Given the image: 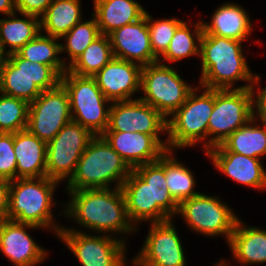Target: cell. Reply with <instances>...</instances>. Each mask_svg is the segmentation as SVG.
<instances>
[{
	"instance_id": "obj_1",
	"label": "cell",
	"mask_w": 266,
	"mask_h": 266,
	"mask_svg": "<svg viewBox=\"0 0 266 266\" xmlns=\"http://www.w3.org/2000/svg\"><path fill=\"white\" fill-rule=\"evenodd\" d=\"M194 31L202 57L203 87L226 90L230 89L235 80L259 81L258 75L252 76L242 56V41L206 34L203 32L202 22L196 24Z\"/></svg>"
},
{
	"instance_id": "obj_2",
	"label": "cell",
	"mask_w": 266,
	"mask_h": 266,
	"mask_svg": "<svg viewBox=\"0 0 266 266\" xmlns=\"http://www.w3.org/2000/svg\"><path fill=\"white\" fill-rule=\"evenodd\" d=\"M72 194L67 213L74 216L83 226L97 231L132 230L129 224L125 198L121 188L69 190Z\"/></svg>"
},
{
	"instance_id": "obj_3",
	"label": "cell",
	"mask_w": 266,
	"mask_h": 266,
	"mask_svg": "<svg viewBox=\"0 0 266 266\" xmlns=\"http://www.w3.org/2000/svg\"><path fill=\"white\" fill-rule=\"evenodd\" d=\"M131 171L128 164L102 136H95L81 155L67 188H108V183L114 180L119 181L117 188H121Z\"/></svg>"
},
{
	"instance_id": "obj_4",
	"label": "cell",
	"mask_w": 266,
	"mask_h": 266,
	"mask_svg": "<svg viewBox=\"0 0 266 266\" xmlns=\"http://www.w3.org/2000/svg\"><path fill=\"white\" fill-rule=\"evenodd\" d=\"M7 56L0 65L2 94L30 104L42 91L54 89L61 83V76L51 66L30 62L17 53Z\"/></svg>"
},
{
	"instance_id": "obj_5",
	"label": "cell",
	"mask_w": 266,
	"mask_h": 266,
	"mask_svg": "<svg viewBox=\"0 0 266 266\" xmlns=\"http://www.w3.org/2000/svg\"><path fill=\"white\" fill-rule=\"evenodd\" d=\"M33 180L17 178L9 182L8 220L48 227L52 193L58 181L46 176L38 178L37 183Z\"/></svg>"
},
{
	"instance_id": "obj_6",
	"label": "cell",
	"mask_w": 266,
	"mask_h": 266,
	"mask_svg": "<svg viewBox=\"0 0 266 266\" xmlns=\"http://www.w3.org/2000/svg\"><path fill=\"white\" fill-rule=\"evenodd\" d=\"M61 84L67 90L70 99V111H74L72 121L79 123L93 135L101 136L108 128L110 108L105 110L104 103L109 101L96 80L90 76H77L67 71L61 76Z\"/></svg>"
},
{
	"instance_id": "obj_7",
	"label": "cell",
	"mask_w": 266,
	"mask_h": 266,
	"mask_svg": "<svg viewBox=\"0 0 266 266\" xmlns=\"http://www.w3.org/2000/svg\"><path fill=\"white\" fill-rule=\"evenodd\" d=\"M253 100L251 84L231 91L214 89V109L208 123V135H217L208 141L206 149L221 145L253 118Z\"/></svg>"
},
{
	"instance_id": "obj_8",
	"label": "cell",
	"mask_w": 266,
	"mask_h": 266,
	"mask_svg": "<svg viewBox=\"0 0 266 266\" xmlns=\"http://www.w3.org/2000/svg\"><path fill=\"white\" fill-rule=\"evenodd\" d=\"M158 62L142 67L140 88L146 96L140 99L166 117L186 102L193 88L185 84L171 67Z\"/></svg>"
},
{
	"instance_id": "obj_9",
	"label": "cell",
	"mask_w": 266,
	"mask_h": 266,
	"mask_svg": "<svg viewBox=\"0 0 266 266\" xmlns=\"http://www.w3.org/2000/svg\"><path fill=\"white\" fill-rule=\"evenodd\" d=\"M214 109V89L206 88L201 96L192 90L186 102L176 110L173 119L167 120L168 145L193 146L208 136V123Z\"/></svg>"
},
{
	"instance_id": "obj_10",
	"label": "cell",
	"mask_w": 266,
	"mask_h": 266,
	"mask_svg": "<svg viewBox=\"0 0 266 266\" xmlns=\"http://www.w3.org/2000/svg\"><path fill=\"white\" fill-rule=\"evenodd\" d=\"M95 137L79 123L70 121L47 143L46 177L60 181L73 175L76 165Z\"/></svg>"
},
{
	"instance_id": "obj_11",
	"label": "cell",
	"mask_w": 266,
	"mask_h": 266,
	"mask_svg": "<svg viewBox=\"0 0 266 266\" xmlns=\"http://www.w3.org/2000/svg\"><path fill=\"white\" fill-rule=\"evenodd\" d=\"M70 121V99L60 83L56 88L42 91L30 103L26 129L40 140L48 143Z\"/></svg>"
},
{
	"instance_id": "obj_12",
	"label": "cell",
	"mask_w": 266,
	"mask_h": 266,
	"mask_svg": "<svg viewBox=\"0 0 266 266\" xmlns=\"http://www.w3.org/2000/svg\"><path fill=\"white\" fill-rule=\"evenodd\" d=\"M230 210L218 198L200 193L178 204V213L193 229L207 235L226 234L228 242L238 220Z\"/></svg>"
},
{
	"instance_id": "obj_13",
	"label": "cell",
	"mask_w": 266,
	"mask_h": 266,
	"mask_svg": "<svg viewBox=\"0 0 266 266\" xmlns=\"http://www.w3.org/2000/svg\"><path fill=\"white\" fill-rule=\"evenodd\" d=\"M83 266H124V243L111 237L89 236L73 230H55Z\"/></svg>"
},
{
	"instance_id": "obj_14",
	"label": "cell",
	"mask_w": 266,
	"mask_h": 266,
	"mask_svg": "<svg viewBox=\"0 0 266 266\" xmlns=\"http://www.w3.org/2000/svg\"><path fill=\"white\" fill-rule=\"evenodd\" d=\"M109 107V125L105 131L140 132L149 135L167 131V119L141 99L120 101Z\"/></svg>"
},
{
	"instance_id": "obj_15",
	"label": "cell",
	"mask_w": 266,
	"mask_h": 266,
	"mask_svg": "<svg viewBox=\"0 0 266 266\" xmlns=\"http://www.w3.org/2000/svg\"><path fill=\"white\" fill-rule=\"evenodd\" d=\"M183 253L171 221L153 222L145 246L134 263L141 266H185Z\"/></svg>"
},
{
	"instance_id": "obj_16",
	"label": "cell",
	"mask_w": 266,
	"mask_h": 266,
	"mask_svg": "<svg viewBox=\"0 0 266 266\" xmlns=\"http://www.w3.org/2000/svg\"><path fill=\"white\" fill-rule=\"evenodd\" d=\"M101 136L132 170L138 166L157 161L166 151L171 152L170 147L165 146L158 135L104 131Z\"/></svg>"
},
{
	"instance_id": "obj_17",
	"label": "cell",
	"mask_w": 266,
	"mask_h": 266,
	"mask_svg": "<svg viewBox=\"0 0 266 266\" xmlns=\"http://www.w3.org/2000/svg\"><path fill=\"white\" fill-rule=\"evenodd\" d=\"M142 66L113 57L100 71L92 76L109 101L131 100L129 97L141 87Z\"/></svg>"
},
{
	"instance_id": "obj_18",
	"label": "cell",
	"mask_w": 266,
	"mask_h": 266,
	"mask_svg": "<svg viewBox=\"0 0 266 266\" xmlns=\"http://www.w3.org/2000/svg\"><path fill=\"white\" fill-rule=\"evenodd\" d=\"M108 36L116 58L129 62H134L136 59L142 67L159 60L154 56L151 48L146 13L140 20L124 25Z\"/></svg>"
},
{
	"instance_id": "obj_19",
	"label": "cell",
	"mask_w": 266,
	"mask_h": 266,
	"mask_svg": "<svg viewBox=\"0 0 266 266\" xmlns=\"http://www.w3.org/2000/svg\"><path fill=\"white\" fill-rule=\"evenodd\" d=\"M24 227L36 228L39 226L18 223L13 220L0 222V250L16 266L35 265L45 256V251L32 240Z\"/></svg>"
},
{
	"instance_id": "obj_20",
	"label": "cell",
	"mask_w": 266,
	"mask_h": 266,
	"mask_svg": "<svg viewBox=\"0 0 266 266\" xmlns=\"http://www.w3.org/2000/svg\"><path fill=\"white\" fill-rule=\"evenodd\" d=\"M14 152L17 161L16 179L46 176V142L27 129L17 131L14 133Z\"/></svg>"
},
{
	"instance_id": "obj_21",
	"label": "cell",
	"mask_w": 266,
	"mask_h": 266,
	"mask_svg": "<svg viewBox=\"0 0 266 266\" xmlns=\"http://www.w3.org/2000/svg\"><path fill=\"white\" fill-rule=\"evenodd\" d=\"M121 189L130 220L138 222L154 218V223L171 220L157 204H152L151 187L134 170L123 182Z\"/></svg>"
},
{
	"instance_id": "obj_22",
	"label": "cell",
	"mask_w": 266,
	"mask_h": 266,
	"mask_svg": "<svg viewBox=\"0 0 266 266\" xmlns=\"http://www.w3.org/2000/svg\"><path fill=\"white\" fill-rule=\"evenodd\" d=\"M216 167L235 181L255 188L266 186V173L258 158L234 152H207Z\"/></svg>"
},
{
	"instance_id": "obj_23",
	"label": "cell",
	"mask_w": 266,
	"mask_h": 266,
	"mask_svg": "<svg viewBox=\"0 0 266 266\" xmlns=\"http://www.w3.org/2000/svg\"><path fill=\"white\" fill-rule=\"evenodd\" d=\"M99 31L109 35L124 25L132 24L145 16L146 11L133 0H94Z\"/></svg>"
},
{
	"instance_id": "obj_24",
	"label": "cell",
	"mask_w": 266,
	"mask_h": 266,
	"mask_svg": "<svg viewBox=\"0 0 266 266\" xmlns=\"http://www.w3.org/2000/svg\"><path fill=\"white\" fill-rule=\"evenodd\" d=\"M211 25L202 23L203 32L243 41L251 31L249 17L239 6L225 4L212 16Z\"/></svg>"
},
{
	"instance_id": "obj_25",
	"label": "cell",
	"mask_w": 266,
	"mask_h": 266,
	"mask_svg": "<svg viewBox=\"0 0 266 266\" xmlns=\"http://www.w3.org/2000/svg\"><path fill=\"white\" fill-rule=\"evenodd\" d=\"M253 118L245 125L235 130L221 145L207 150V152H234L251 158H259L266 153V123L264 129L249 126ZM248 124V126H247Z\"/></svg>"
},
{
	"instance_id": "obj_26",
	"label": "cell",
	"mask_w": 266,
	"mask_h": 266,
	"mask_svg": "<svg viewBox=\"0 0 266 266\" xmlns=\"http://www.w3.org/2000/svg\"><path fill=\"white\" fill-rule=\"evenodd\" d=\"M239 219L229 239V245L238 261L248 263L266 262V231L241 227Z\"/></svg>"
},
{
	"instance_id": "obj_27",
	"label": "cell",
	"mask_w": 266,
	"mask_h": 266,
	"mask_svg": "<svg viewBox=\"0 0 266 266\" xmlns=\"http://www.w3.org/2000/svg\"><path fill=\"white\" fill-rule=\"evenodd\" d=\"M150 187L152 204H157L169 217L178 212V203L170 195L165 179V153L155 162L133 169Z\"/></svg>"
},
{
	"instance_id": "obj_28",
	"label": "cell",
	"mask_w": 266,
	"mask_h": 266,
	"mask_svg": "<svg viewBox=\"0 0 266 266\" xmlns=\"http://www.w3.org/2000/svg\"><path fill=\"white\" fill-rule=\"evenodd\" d=\"M79 0H54L42 15L40 28H45L48 36L62 38L80 20Z\"/></svg>"
},
{
	"instance_id": "obj_29",
	"label": "cell",
	"mask_w": 266,
	"mask_h": 266,
	"mask_svg": "<svg viewBox=\"0 0 266 266\" xmlns=\"http://www.w3.org/2000/svg\"><path fill=\"white\" fill-rule=\"evenodd\" d=\"M109 36L101 34L69 66L68 71L77 76H94L113 59Z\"/></svg>"
},
{
	"instance_id": "obj_30",
	"label": "cell",
	"mask_w": 266,
	"mask_h": 266,
	"mask_svg": "<svg viewBox=\"0 0 266 266\" xmlns=\"http://www.w3.org/2000/svg\"><path fill=\"white\" fill-rule=\"evenodd\" d=\"M30 20L8 19L0 20V51L4 56L5 44L10 46L6 54L16 53L26 43L34 39L39 33L40 21L36 16L24 15Z\"/></svg>"
},
{
	"instance_id": "obj_31",
	"label": "cell",
	"mask_w": 266,
	"mask_h": 266,
	"mask_svg": "<svg viewBox=\"0 0 266 266\" xmlns=\"http://www.w3.org/2000/svg\"><path fill=\"white\" fill-rule=\"evenodd\" d=\"M56 39V37L38 34L16 53L30 62L49 65L62 76L67 71V68L65 69L64 62L55 56L61 52L62 46L55 42Z\"/></svg>"
},
{
	"instance_id": "obj_32",
	"label": "cell",
	"mask_w": 266,
	"mask_h": 266,
	"mask_svg": "<svg viewBox=\"0 0 266 266\" xmlns=\"http://www.w3.org/2000/svg\"><path fill=\"white\" fill-rule=\"evenodd\" d=\"M165 152V179L170 195L179 204L181 201L199 194L193 191L195 185L193 175L189 169L176 162Z\"/></svg>"
},
{
	"instance_id": "obj_33",
	"label": "cell",
	"mask_w": 266,
	"mask_h": 266,
	"mask_svg": "<svg viewBox=\"0 0 266 266\" xmlns=\"http://www.w3.org/2000/svg\"><path fill=\"white\" fill-rule=\"evenodd\" d=\"M29 105L22 99L2 94L0 96V133H16L25 130Z\"/></svg>"
},
{
	"instance_id": "obj_34",
	"label": "cell",
	"mask_w": 266,
	"mask_h": 266,
	"mask_svg": "<svg viewBox=\"0 0 266 266\" xmlns=\"http://www.w3.org/2000/svg\"><path fill=\"white\" fill-rule=\"evenodd\" d=\"M93 20L77 23L67 34L66 37L67 45L61 46V51L65 48L71 57V63L69 66L84 52V50L96 39L101 33L93 15Z\"/></svg>"
},
{
	"instance_id": "obj_35",
	"label": "cell",
	"mask_w": 266,
	"mask_h": 266,
	"mask_svg": "<svg viewBox=\"0 0 266 266\" xmlns=\"http://www.w3.org/2000/svg\"><path fill=\"white\" fill-rule=\"evenodd\" d=\"M147 25L150 35V44L154 56L158 59L159 54L163 55L171 42L177 27L182 21L177 19H166L151 23V17L146 12Z\"/></svg>"
},
{
	"instance_id": "obj_36",
	"label": "cell",
	"mask_w": 266,
	"mask_h": 266,
	"mask_svg": "<svg viewBox=\"0 0 266 266\" xmlns=\"http://www.w3.org/2000/svg\"><path fill=\"white\" fill-rule=\"evenodd\" d=\"M190 29L185 22H182L176 29L174 36L169 43L166 52L162 55L163 60L177 61L184 57L200 54V49L196 46Z\"/></svg>"
},
{
	"instance_id": "obj_37",
	"label": "cell",
	"mask_w": 266,
	"mask_h": 266,
	"mask_svg": "<svg viewBox=\"0 0 266 266\" xmlns=\"http://www.w3.org/2000/svg\"><path fill=\"white\" fill-rule=\"evenodd\" d=\"M16 165L14 133H0V178L15 180Z\"/></svg>"
},
{
	"instance_id": "obj_38",
	"label": "cell",
	"mask_w": 266,
	"mask_h": 266,
	"mask_svg": "<svg viewBox=\"0 0 266 266\" xmlns=\"http://www.w3.org/2000/svg\"><path fill=\"white\" fill-rule=\"evenodd\" d=\"M54 0H15V9L23 15L39 17Z\"/></svg>"
},
{
	"instance_id": "obj_39",
	"label": "cell",
	"mask_w": 266,
	"mask_h": 266,
	"mask_svg": "<svg viewBox=\"0 0 266 266\" xmlns=\"http://www.w3.org/2000/svg\"><path fill=\"white\" fill-rule=\"evenodd\" d=\"M9 182L0 178V222L8 220Z\"/></svg>"
},
{
	"instance_id": "obj_40",
	"label": "cell",
	"mask_w": 266,
	"mask_h": 266,
	"mask_svg": "<svg viewBox=\"0 0 266 266\" xmlns=\"http://www.w3.org/2000/svg\"><path fill=\"white\" fill-rule=\"evenodd\" d=\"M256 99L255 103L257 104L260 119L266 123V87L258 94Z\"/></svg>"
},
{
	"instance_id": "obj_41",
	"label": "cell",
	"mask_w": 266,
	"mask_h": 266,
	"mask_svg": "<svg viewBox=\"0 0 266 266\" xmlns=\"http://www.w3.org/2000/svg\"><path fill=\"white\" fill-rule=\"evenodd\" d=\"M15 0H0V12L14 16Z\"/></svg>"
},
{
	"instance_id": "obj_42",
	"label": "cell",
	"mask_w": 266,
	"mask_h": 266,
	"mask_svg": "<svg viewBox=\"0 0 266 266\" xmlns=\"http://www.w3.org/2000/svg\"><path fill=\"white\" fill-rule=\"evenodd\" d=\"M2 59H3V55H2V53L0 51V65H1Z\"/></svg>"
},
{
	"instance_id": "obj_43",
	"label": "cell",
	"mask_w": 266,
	"mask_h": 266,
	"mask_svg": "<svg viewBox=\"0 0 266 266\" xmlns=\"http://www.w3.org/2000/svg\"><path fill=\"white\" fill-rule=\"evenodd\" d=\"M217 266H225V265H224L223 262H222V263H220V265H217Z\"/></svg>"
}]
</instances>
